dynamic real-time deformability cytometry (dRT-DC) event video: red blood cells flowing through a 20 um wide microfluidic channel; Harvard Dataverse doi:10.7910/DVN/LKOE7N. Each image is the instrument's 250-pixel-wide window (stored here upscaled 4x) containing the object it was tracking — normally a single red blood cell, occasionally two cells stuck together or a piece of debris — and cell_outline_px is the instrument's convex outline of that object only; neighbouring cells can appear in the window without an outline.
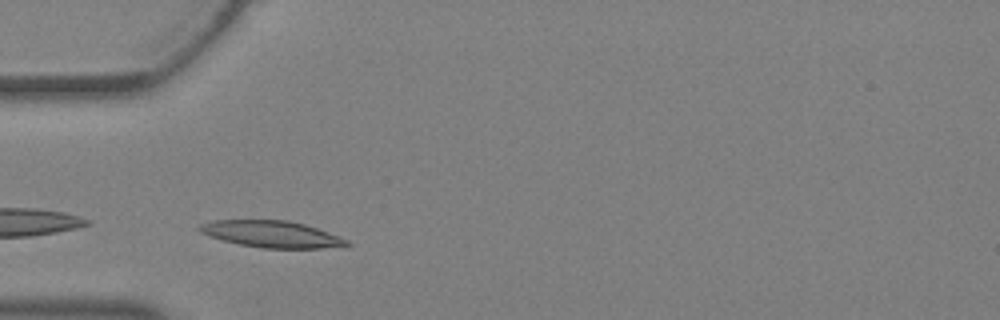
{"species": "Egyptian fruit bat (a non-hibernating species)", "species_latin": "Rousettus aegyptiacus", "temperature_condition": "warm", "stored_images_in_passage": 24, "camera_frame_rate_fps": 3000, "um_per_image_px": 0.085, "animal": {"sex": "female"}, "frame": {"image": 1, "passage_image": 5, "time_ms": 1.333, "image_size_px": [1000, 320], "cell_outline_px": [[352, 244], [320, 248], [264, 248], [240, 244], [224, 240], [200, 232], [196, 228], [200, 224], [212, 220], [288, 220], [304, 224], [340, 236], [348, 240]], "centroid_in_image_um": [23.08, 19.89], "position_along_channel_um": 61.9, "area_um2": 22.6}}
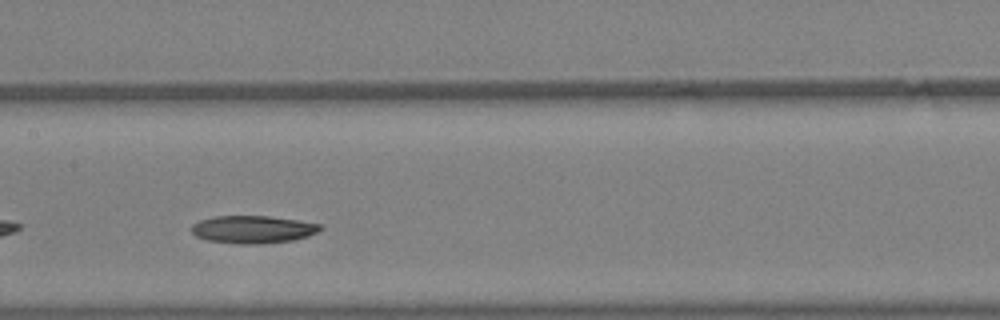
{"frame": {"image": 2, "passage_image": 12, "time_ms": 3.667, "image_size_px": [1000, 320], "cell_outline_px": [[324, 228], [308, 236], [292, 240], [264, 244], [236, 244], [208, 240], [196, 236], [192, 232], [192, 224], [200, 220], [216, 216], [268, 216], [296, 220], [320, 224]], "centroid_in_image_um": [21.49, 19.5], "position_along_channel_um": 185.9, "area_um2": 20.69}}
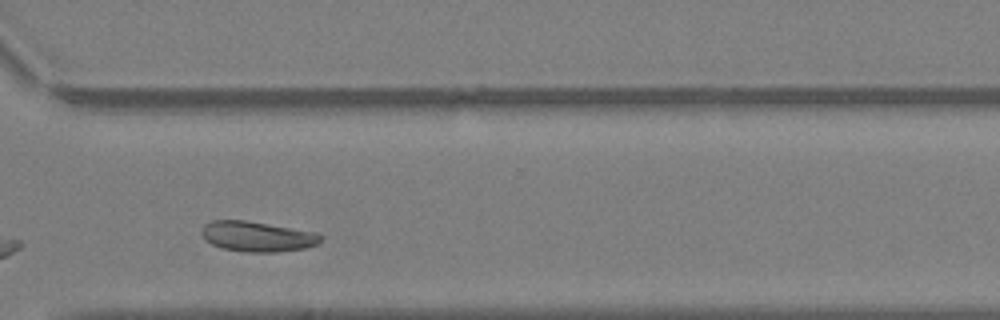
{"frame": {"image": 3, "passage_image": 21, "time_ms": 6.667, "image_size_px": [1000, 320], "cell_outline_px": [[324, 236], [320, 244], [304, 248], [276, 252], [244, 252], [224, 248], [212, 244], [204, 240], [200, 232], [204, 224], [212, 220], [244, 220], [316, 232]], "centroid_in_image_um": [21.87, 20.1], "position_along_channel_um": 348.7, "area_um2": 21.1}}